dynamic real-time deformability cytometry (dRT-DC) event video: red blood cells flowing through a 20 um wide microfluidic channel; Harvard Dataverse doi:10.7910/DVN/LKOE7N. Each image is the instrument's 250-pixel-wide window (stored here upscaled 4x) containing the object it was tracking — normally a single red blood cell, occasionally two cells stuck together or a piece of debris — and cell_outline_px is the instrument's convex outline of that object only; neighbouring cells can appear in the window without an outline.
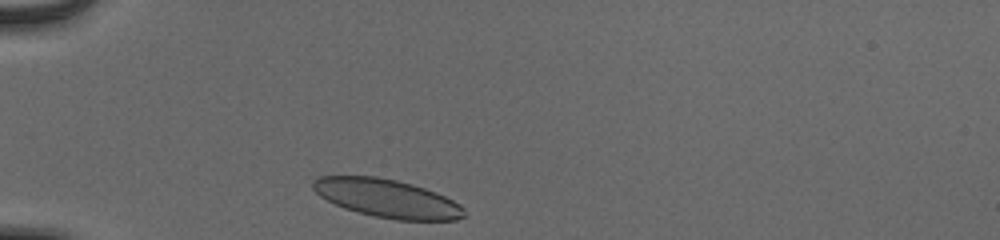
{"species": "human", "species_latin": "Homo sapiens", "temperature_condition": "cold", "stored_images_in_passage": 11, "camera_frame_rate_fps": 3000, "um_per_image_px": 0.085, "donor": {"sex": "male"}, "frame": {"image": 1, "passage_image": 1, "time_ms": 0.0, "image_size_px": [1000, 240], "cell_outline_px": [[464, 216], [456, 220], [396, 220], [376, 216], [344, 208], [320, 196], [312, 188], [312, 180], [316, 176], [376, 176], [396, 180], [412, 184], [436, 192], [460, 204], [464, 208]], "centroid_in_image_um": [32.89, 16.85], "position_along_channel_um": 52.1, "area_um2": 33.52}}
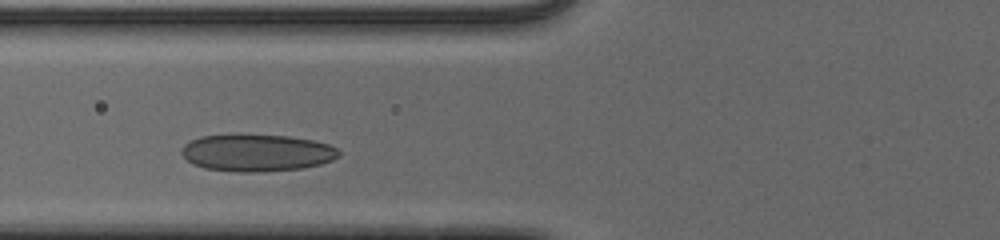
{"frame": {"image": 2, "passage_image": 7, "time_ms": 2.0, "image_size_px": [1000, 240], "cell_outline_px": [[340, 156], [332, 160], [320, 164], [304, 168], [260, 172], [240, 172], [204, 168], [192, 164], [180, 152], [184, 144], [200, 136], [240, 132], [288, 136], [312, 140], [328, 144], [336, 148], [340, 152]], "centroid_in_image_um": [21.8, 12.95], "position_along_channel_um": 104.0, "area_um2": 34.8}}
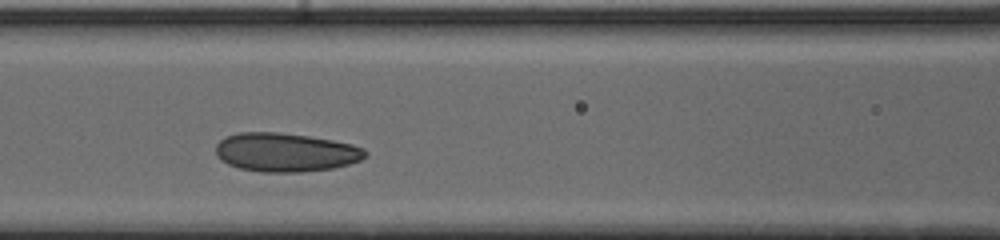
{"frame": {"image": 3, "passage_image": 10, "time_ms": 3.0, "image_size_px": [1000, 240], "cell_outline_px": [[368, 152], [360, 160], [348, 164], [332, 168], [304, 172], [260, 172], [240, 168], [228, 164], [220, 160], [216, 156], [216, 144], [220, 140], [228, 136], [240, 132], [280, 132], [308, 136], [332, 140], [352, 144], [364, 148]], "centroid_in_image_um": [24.26, 12.95], "position_along_channel_um": 142.3, "area_um2": 33.81}}